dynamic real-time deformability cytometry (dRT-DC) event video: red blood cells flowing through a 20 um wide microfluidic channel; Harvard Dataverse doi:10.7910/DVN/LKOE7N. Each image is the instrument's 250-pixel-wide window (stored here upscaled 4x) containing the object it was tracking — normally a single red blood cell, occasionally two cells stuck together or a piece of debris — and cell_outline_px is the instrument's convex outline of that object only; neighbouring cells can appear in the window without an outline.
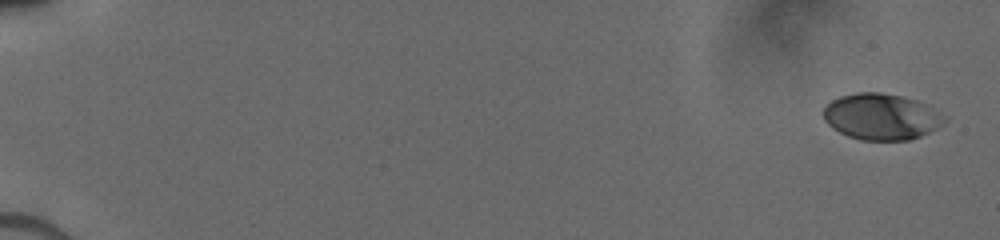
{"species": "human", "species_latin": "Homo sapiens", "temperature_condition": "cold", "stored_images_in_passage": 32, "camera_frame_rate_fps": 3000, "um_per_image_px": 0.085, "donor": {"sex": "male"}, "frame": {"image": 1, "passage_image": 1, "time_ms": 0.0, "image_size_px": [1000, 240], "cell_outline_px": [[948, 120], [944, 124], [920, 136], [908, 140], [860, 140], [848, 136], [832, 128], [824, 120], [824, 104], [840, 96], [856, 92], [880, 92], [900, 96], [916, 100], [928, 104]], "centroid_in_image_um": [74.89, 9.91], "position_along_channel_um": 10.1, "area_um2": 32.66}}
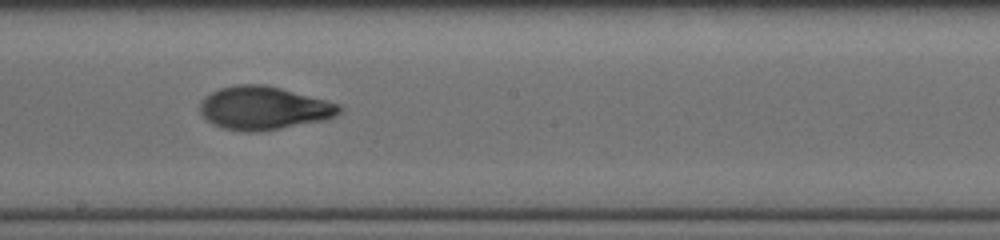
{"frame": {"image": 2, "passage_image": 18, "time_ms": 10.0, "image_size_px": [1000, 240], "cell_outline_px": [[344, 108], [336, 116], [328, 120], [256, 132], [244, 132], [224, 128], [212, 124], [200, 112], [200, 104], [204, 96], [220, 88], [236, 84], [264, 84], [280, 88], [340, 104]], "centroid_in_image_um": [22.43, 9.19], "position_along_channel_um": 225.8, "area_um2": 35.14}}
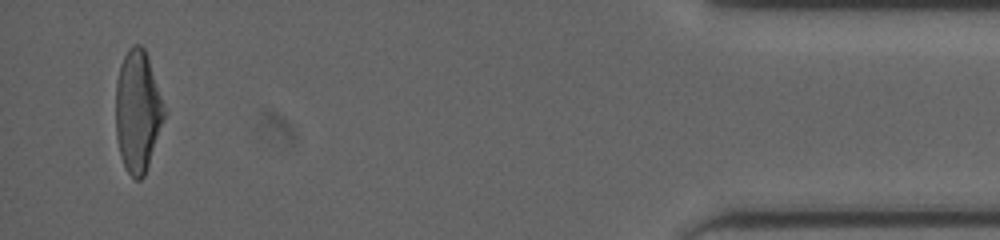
{"frame": {"image": 3, "passage_image": 31, "time_ms": 16.333, "image_size_px": [1000, 240], "cell_outline_px": [[164, 116], [144, 176], [140, 180], [136, 180], [128, 172], [120, 156], [116, 136], [116, 80], [120, 64], [128, 48], [132, 44], [140, 44], [144, 48], [164, 108]], "centroid_in_image_um": [11.65, 9.44], "position_along_channel_um": 423.5, "area_um2": 33.52}}